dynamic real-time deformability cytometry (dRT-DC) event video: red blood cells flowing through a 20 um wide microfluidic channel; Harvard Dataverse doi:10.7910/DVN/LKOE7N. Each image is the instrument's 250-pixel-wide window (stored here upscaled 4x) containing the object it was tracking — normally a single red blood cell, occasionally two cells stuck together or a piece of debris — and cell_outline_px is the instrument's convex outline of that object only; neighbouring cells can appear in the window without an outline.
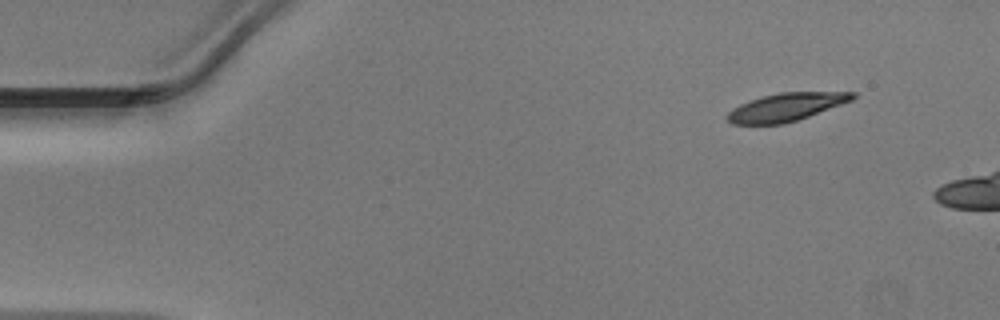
{"species": "Egyptian fruit bat (a non-hibernating species)", "species_latin": "Rousettus aegyptiacus", "temperature_condition": "warm", "stored_images_in_passage": 40, "camera_frame_rate_fps": 3000, "um_per_image_px": 0.085, "animal": {"sex": "male"}, "frame": {"image": 1, "passage_image": 1, "time_ms": 0.0, "image_size_px": [1000, 320], "cell_outline_px": [[856, 96], [852, 100], [808, 116], [784, 124], [732, 124], [724, 116], [728, 112], [740, 104], [748, 100], [780, 92], [856, 92]], "centroid_in_image_um": [66.78, 9.1], "position_along_channel_um": 18.2, "area_um2": 20.23}}
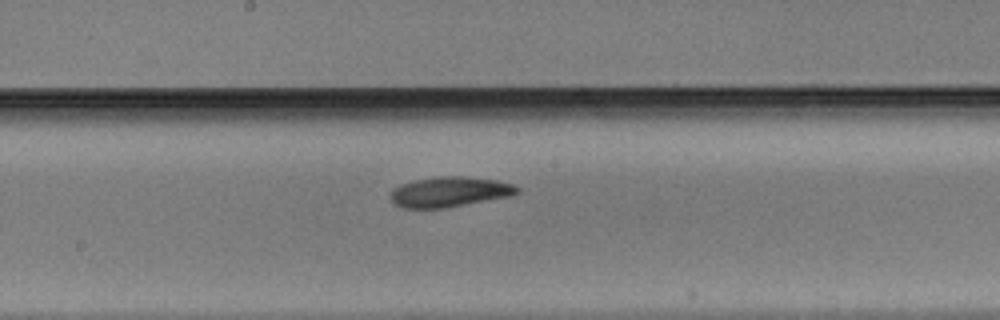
{"frame": {"image": 2, "passage_image": 22, "time_ms": 7.0, "image_size_px": [1000, 320], "cell_outline_px": [[520, 192], [512, 196], [444, 208], [400, 208], [392, 204], [392, 192], [400, 184], [416, 180], [436, 176], [460, 176], [496, 180], [512, 184], [520, 188]], "centroid_in_image_um": [38.23, 16.31], "position_along_channel_um": 210.0, "area_um2": 22.25}}
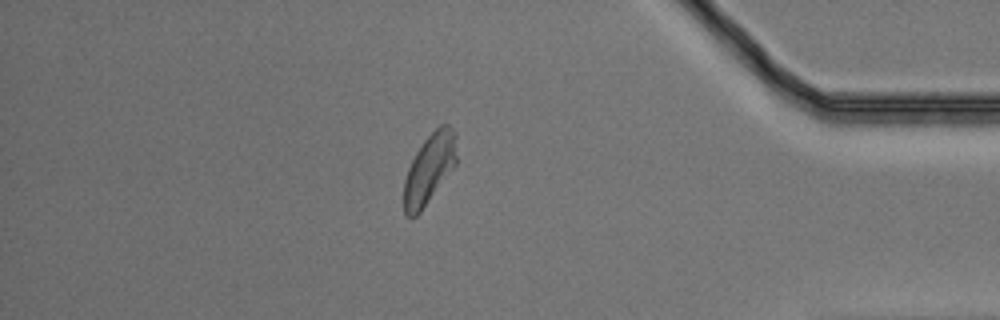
{"frame": {"image": 3, "passage_image": 38, "time_ms": 12.333, "image_size_px": [1000, 320], "cell_outline_px": [[456, 164], [420, 212], [416, 216], [408, 216], [404, 212], [404, 180], [408, 168], [416, 152], [424, 140], [440, 124], [448, 124], [456, 132]], "centroid_in_image_um": [36.5, 14.32], "position_along_channel_um": 398.7, "area_um2": 21.21}}